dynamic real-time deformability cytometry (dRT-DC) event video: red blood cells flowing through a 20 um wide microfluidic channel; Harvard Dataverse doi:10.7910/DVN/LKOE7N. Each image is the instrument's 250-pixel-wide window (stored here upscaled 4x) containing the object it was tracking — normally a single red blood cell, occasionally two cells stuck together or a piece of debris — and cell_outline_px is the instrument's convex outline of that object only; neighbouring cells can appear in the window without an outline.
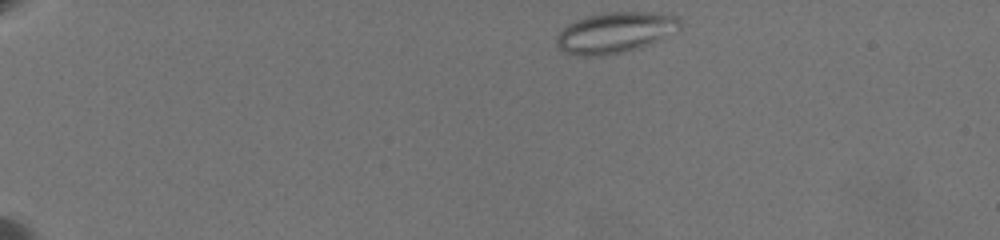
{"species": "common noctule bat (a hibernating species)", "species_latin": "Nyctalus noctula", "temperature_condition": "warm", "stored_images_in_passage": 9, "camera_frame_rate_fps": 3000, "um_per_image_px": 0.085, "animal": {"sex": "female", "body_mass_g": 19.5, "forearm_length_mm": 54.1}, "frame": {"image": 1, "passage_image": 1, "time_ms": 0.0, "image_size_px": [1000, 240], "cell_outline_px": [[680, 28], [648, 44], [620, 52], [600, 56], [580, 56], [564, 52], [556, 44], [556, 36], [568, 24], [588, 16], [608, 12], [648, 12], [676, 16], [680, 20]], "centroid_in_image_um": [52.23, 2.76], "position_along_channel_um": 32.8, "area_um2": 28.61}}
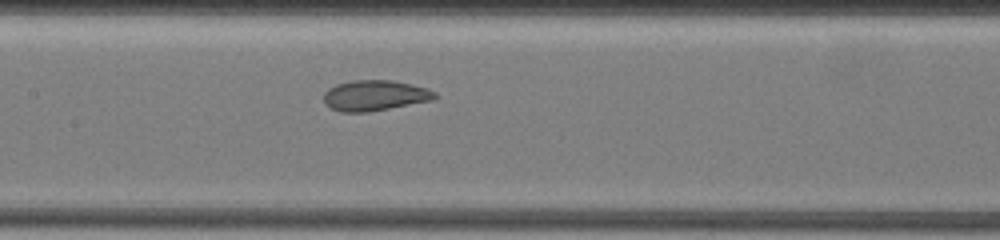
{"frame": {"image": 2, "passage_image": 8, "time_ms": 7.0, "image_size_px": [1000, 240], "cell_outline_px": [[436, 96], [432, 100], [368, 112], [340, 112], [324, 104], [324, 92], [328, 88], [336, 84], [352, 80], [392, 80], [412, 84], [428, 88], [436, 92]], "centroid_in_image_um": [31.84, 8.11], "position_along_channel_um": 175.6, "area_um2": 19.83}}
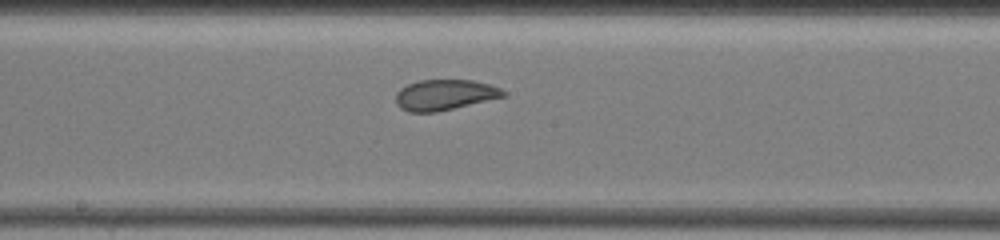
{"frame": {"image": 3, "passage_image": 9, "time_ms": 8.0, "image_size_px": [1000, 240], "cell_outline_px": [[504, 96], [436, 112], [408, 112], [400, 108], [396, 104], [396, 92], [400, 88], [416, 80], [472, 80], [488, 84], [500, 88], [504, 92]], "centroid_in_image_um": [37.72, 8.06], "position_along_channel_um": 210.5, "area_um2": 18.96}}